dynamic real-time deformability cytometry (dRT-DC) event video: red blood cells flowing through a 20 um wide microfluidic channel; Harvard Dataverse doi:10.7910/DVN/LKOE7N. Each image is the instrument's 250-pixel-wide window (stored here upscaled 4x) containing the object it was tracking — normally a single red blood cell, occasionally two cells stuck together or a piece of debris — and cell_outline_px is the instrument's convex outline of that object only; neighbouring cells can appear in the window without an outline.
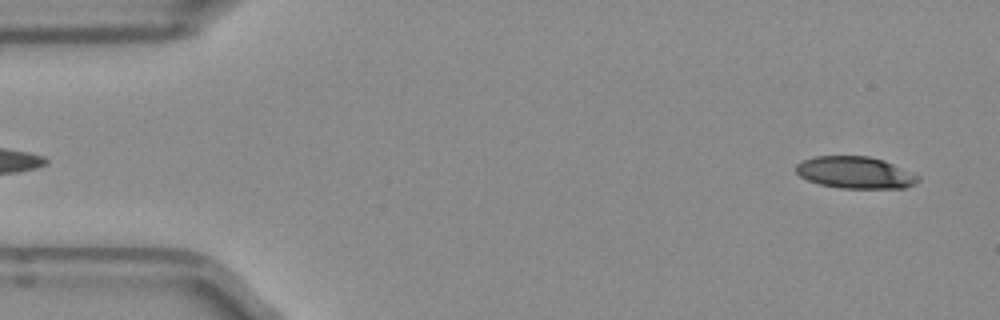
{"species": "Egyptian fruit bat (a non-hibernating species)", "species_latin": "Rousettus aegyptiacus", "temperature_condition": "room temperature", "stored_images_in_passage": 50, "camera_frame_rate_fps": 3000, "um_per_image_px": 0.085, "frame": {"image": 1, "passage_image": 2, "time_ms": 0.333, "image_size_px": [1000, 320], "cell_outline_px": [[920, 180], [916, 184], [904, 188], [840, 188], [820, 184], [808, 180], [800, 176], [796, 172], [796, 164], [800, 160], [816, 156], [868, 156], [884, 160], [920, 176]], "centroid_in_image_um": [72.69, 14.66], "position_along_channel_um": 12.3, "area_um2": 22.77}}
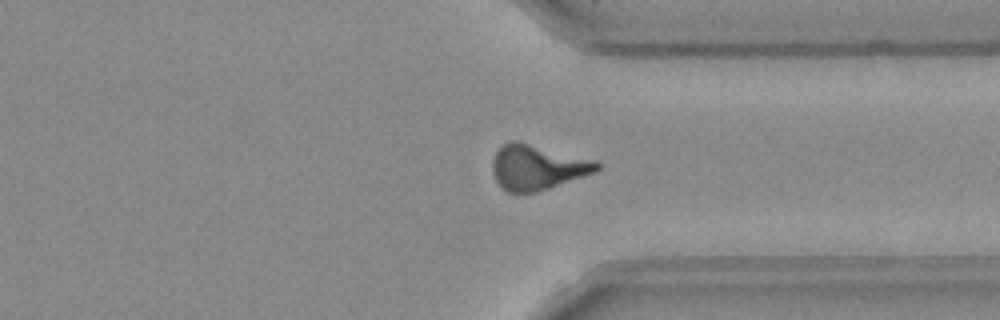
{"frame": {"image": 2, "passage_image": 37, "time_ms": 12.0, "image_size_px": [1000, 320], "cell_outline_px": [[600, 168], [592, 172], [548, 188], [536, 192], [508, 192], [496, 180], [492, 168], [492, 164], [496, 152], [504, 144], [512, 140], [516, 140], [596, 160], [600, 164]], "centroid_in_image_um": [45.66, 14.19], "position_along_channel_um": 365.7, "area_um2": 26.76}}
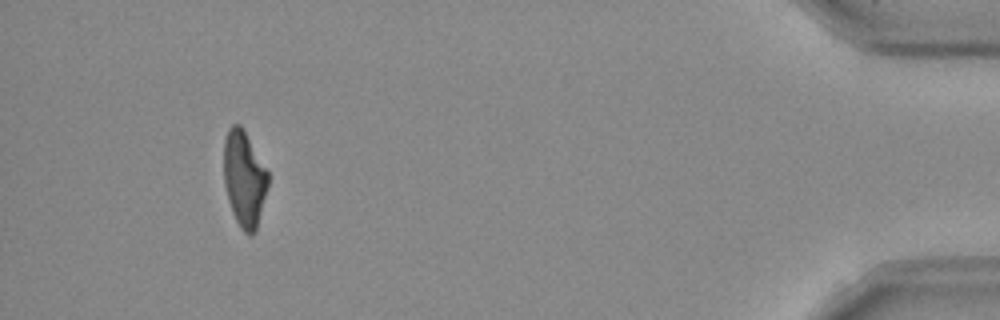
{"frame": {"image": 3, "passage_image": 46, "time_ms": 15.0, "image_size_px": [1000, 320], "cell_outline_px": [[268, 188], [256, 232], [252, 236], [248, 236], [240, 228], [232, 212], [228, 200], [224, 184], [224, 140], [228, 128], [232, 124], [240, 124], [268, 172]], "centroid_in_image_um": [20.76, 15.25], "position_along_channel_um": 414.4, "area_um2": 24.8}, "authors_computed_cell_mechanics": {"area_um2": 25.3164, "velocity_mm_per_s": 3.9769, "shape_relaxation_time_tau1_ms": 10.7749, "shape_relaxation_time_tau2_ms": 3.9369, "deformation_change_tau1": 0.2925, "deformation_change_tau2": 0.1486}}